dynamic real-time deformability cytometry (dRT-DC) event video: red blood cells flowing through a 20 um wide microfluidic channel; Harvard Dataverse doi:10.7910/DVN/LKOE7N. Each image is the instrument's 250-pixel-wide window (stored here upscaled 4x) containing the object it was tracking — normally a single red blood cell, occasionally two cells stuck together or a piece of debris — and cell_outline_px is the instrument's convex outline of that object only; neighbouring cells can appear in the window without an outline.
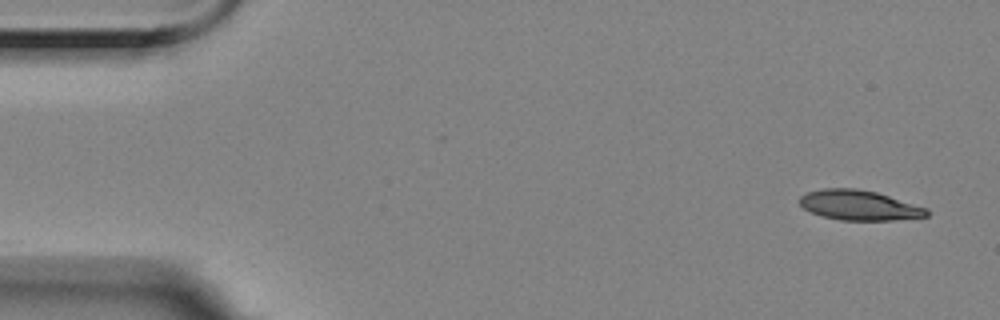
{"species": "Egyptian fruit bat (a non-hibernating species)", "species_latin": "Rousettus aegyptiacus", "temperature_condition": "room temperature", "stored_images_in_passage": 18, "camera_frame_rate_fps": 3000, "um_per_image_px": 0.085, "animal": {"sex": "female"}, "frame": {"image": 1, "passage_image": 1, "time_ms": 0.0, "image_size_px": [1000, 320], "cell_outline_px": [[928, 216], [892, 220], [840, 220], [824, 216], [812, 212], [804, 208], [800, 204], [800, 196], [808, 192], [824, 188], [856, 188], [876, 192], [928, 208]], "centroid_in_image_um": [73.04, 17.44], "position_along_channel_um": 12.0, "area_um2": 21.96}}
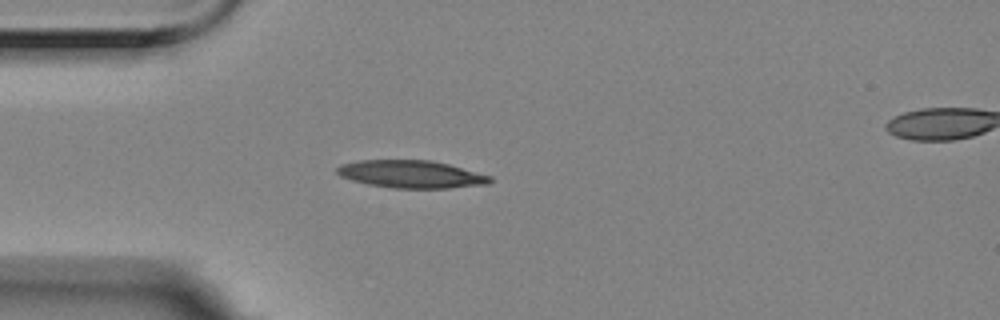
{"frame": {"image": 2, "passage_image": 13, "time_ms": 4.0, "image_size_px": [1000, 320], "cell_outline_px": [[492, 180], [488, 184], [448, 188], [392, 188], [368, 184], [352, 180], [340, 176], [336, 172], [336, 168], [340, 164], [360, 160], [432, 160], [448, 164], [492, 176]], "centroid_in_image_um": [34.94, 14.8], "position_along_channel_um": 50.1, "area_um2": 24.62}}
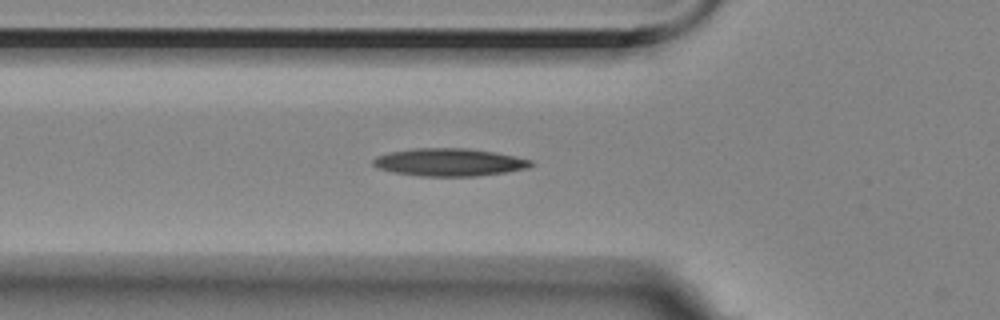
{"frame": {"image": 3, "passage_image": 17, "time_ms": 5.333, "image_size_px": [1000, 320], "cell_outline_px": [[536, 164], [528, 168], [504, 172], [476, 176], [420, 176], [392, 172], [376, 168], [372, 164], [372, 160], [376, 156], [392, 152], [416, 148], [468, 148], [492, 152], [532, 160]], "centroid_in_image_um": [38.16, 13.79], "position_along_channel_um": 87.6, "area_um2": 25.37}}